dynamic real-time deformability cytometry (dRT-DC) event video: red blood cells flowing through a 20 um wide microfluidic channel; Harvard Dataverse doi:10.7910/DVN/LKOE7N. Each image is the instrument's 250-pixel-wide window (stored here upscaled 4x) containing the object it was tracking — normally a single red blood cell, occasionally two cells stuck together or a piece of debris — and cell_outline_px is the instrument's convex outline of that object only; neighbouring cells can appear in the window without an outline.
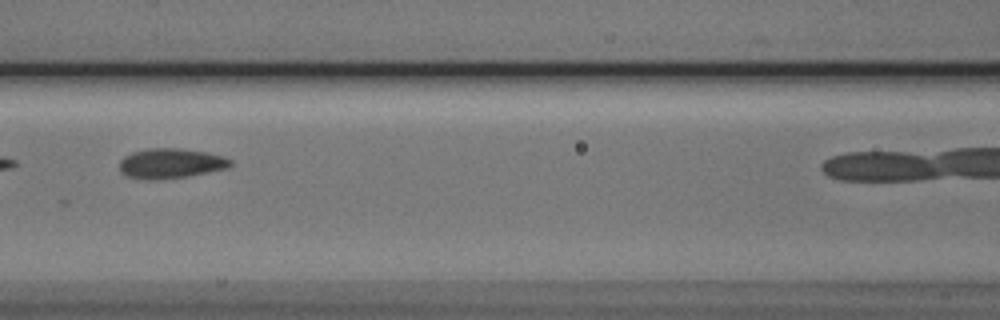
{"species": "Egyptian fruit bat (a non-hibernating species)", "species_latin": "Rousettus aegyptiacus", "temperature_condition": "cold", "stored_images_in_passage": 6, "camera_frame_rate_fps": 3000, "um_per_image_px": 0.085, "animal": {"sex": "male"}, "frame": {"image": 1, "passage_image": 3, "time_ms": 2.333, "image_size_px": [1000, 320], "cell_outline_px": [[232, 164], [228, 168], [188, 176], [156, 180], [148, 180], [124, 176], [120, 172], [120, 160], [124, 156], [132, 152], [148, 148], [176, 148], [208, 152], [224, 156], [232, 160]], "centroid_in_image_um": [14.5, 13.89], "position_along_channel_um": 152.1, "area_um2": 19.59}}
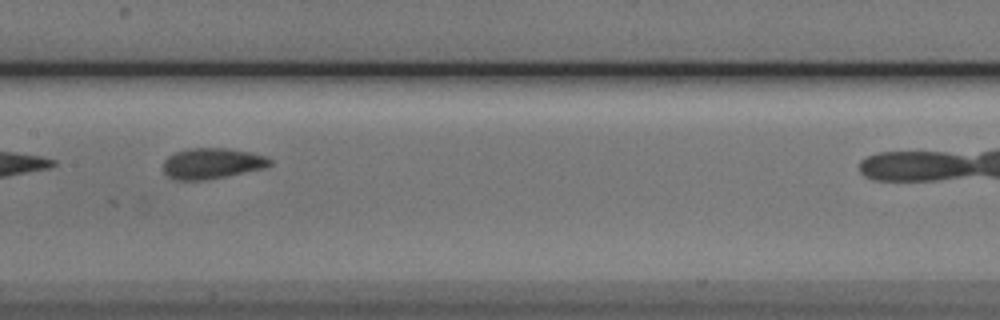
{"frame": {"image": 2, "passage_image": 4, "time_ms": 3.333, "image_size_px": [1000, 320], "cell_outline_px": [[272, 164], [264, 168], [204, 180], [172, 180], [164, 172], [164, 160], [168, 156], [176, 152], [192, 148], [228, 148], [268, 156], [272, 160]], "centroid_in_image_um": [18.02, 13.89], "position_along_channel_um": 189.4, "area_um2": 19.02}}